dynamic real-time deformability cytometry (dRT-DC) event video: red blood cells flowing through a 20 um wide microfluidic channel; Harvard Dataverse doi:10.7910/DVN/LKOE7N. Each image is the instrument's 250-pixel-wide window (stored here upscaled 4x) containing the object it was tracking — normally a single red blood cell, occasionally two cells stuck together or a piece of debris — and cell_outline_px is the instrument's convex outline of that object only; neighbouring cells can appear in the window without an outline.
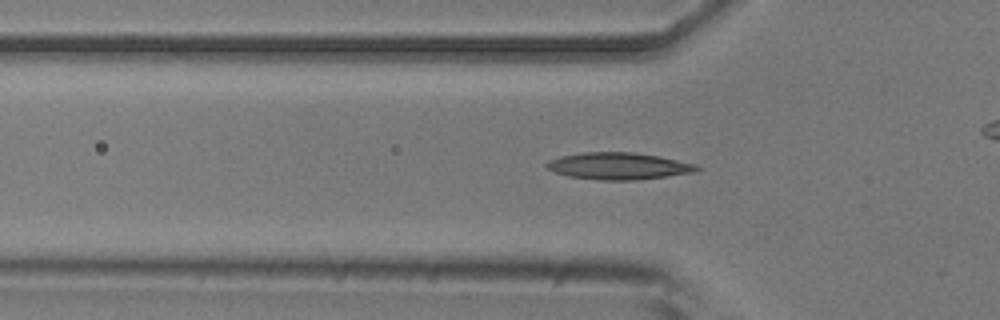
{"species": "common noctule bat (a hibernating species)", "species_latin": "Nyctalus noctula", "temperature_condition": "room temperature", "stored_images_in_passage": 35, "camera_frame_rate_fps": 3000, "um_per_image_px": 0.085, "animal": {"sex": "male", "body_mass_g": 20.5, "forearm_length_mm": 52.5}, "frame": {"image": 1, "passage_image": 10, "time_ms": 3.0, "image_size_px": [1000, 320], "cell_outline_px": [[700, 168], [696, 172], [636, 180], [600, 180], [568, 176], [556, 172], [548, 168], [544, 164], [548, 160], [560, 156], [584, 152], [632, 152], [660, 156], [696, 164]], "centroid_in_image_um": [52.58, 14.11], "position_along_channel_um": 73.2, "area_um2": 23.52}}
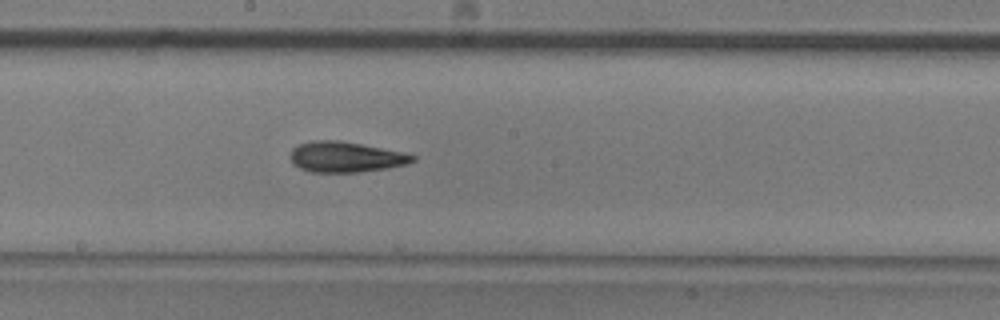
{"frame": {"image": 2, "passage_image": 21, "time_ms": 6.667, "image_size_px": [1000, 320], "cell_outline_px": [[416, 160], [408, 164], [388, 168], [360, 172], [312, 172], [300, 168], [288, 156], [292, 148], [300, 144], [312, 140], [340, 140], [404, 152], [416, 156]], "centroid_in_image_um": [29.4, 13.34], "position_along_channel_um": 218.8, "area_um2": 21.85}}
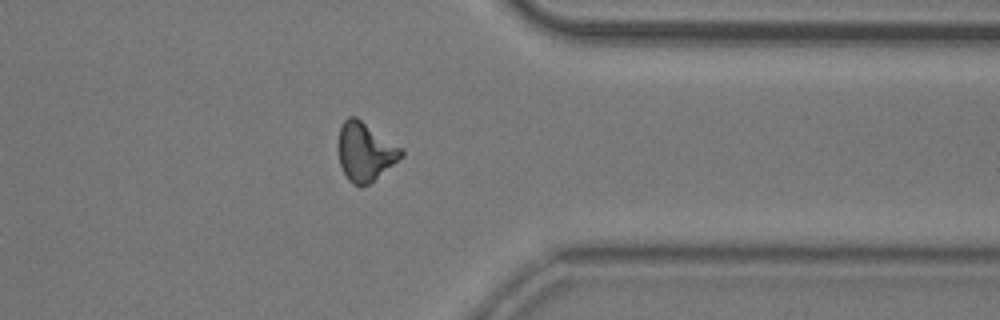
{"frame": {"image": 3, "passage_image": 34, "time_ms": 11.0, "image_size_px": [1000, 320], "cell_outline_px": [[404, 156], [368, 184], [360, 188], [352, 184], [348, 180], [340, 164], [340, 128], [344, 120], [348, 116], [356, 116], [404, 148]], "centroid_in_image_um": [31.09, 12.89], "position_along_channel_um": 380.3, "area_um2": 21.44}}